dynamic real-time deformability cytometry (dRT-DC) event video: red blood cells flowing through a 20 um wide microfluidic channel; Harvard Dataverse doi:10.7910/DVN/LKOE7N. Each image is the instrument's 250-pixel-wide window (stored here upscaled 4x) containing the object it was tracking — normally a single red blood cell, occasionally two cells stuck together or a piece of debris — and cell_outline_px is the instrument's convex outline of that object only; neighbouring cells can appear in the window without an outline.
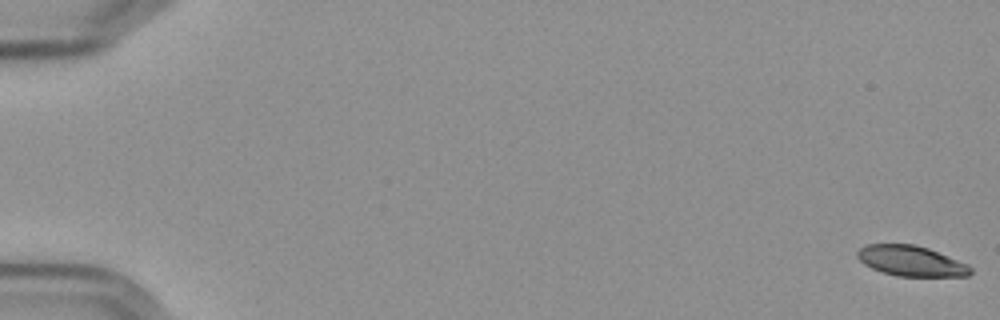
{"species": "Egyptian fruit bat (a non-hibernating species)", "species_latin": "Rousettus aegyptiacus", "temperature_condition": "cold", "stored_images_in_passage": 58, "camera_frame_rate_fps": 3000, "um_per_image_px": 0.085, "frame": {"image": 1, "passage_image": 1, "time_ms": 0.0, "image_size_px": [1000, 320], "cell_outline_px": [[972, 272], [968, 276], [896, 276], [872, 268], [864, 264], [856, 256], [856, 252], [860, 248], [868, 244], [912, 244], [928, 248], [968, 264], [972, 268]], "centroid_in_image_um": [77.44, 22.18], "position_along_channel_um": 7.6, "area_um2": 19.94}}
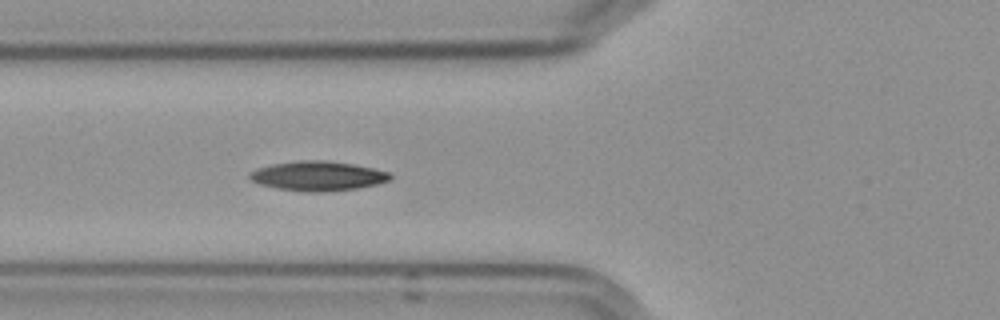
{"frame": {"image": 2, "passage_image": 23, "time_ms": 7.333, "image_size_px": [1000, 320], "cell_outline_px": [[392, 176], [388, 180], [376, 184], [356, 188], [320, 192], [308, 192], [276, 188], [260, 184], [252, 180], [248, 176], [248, 172], [256, 168], [272, 164], [300, 160], [324, 160], [352, 164], [392, 172]], "centroid_in_image_um": [26.99, 14.95], "position_along_channel_um": 98.8, "area_um2": 24.1}}
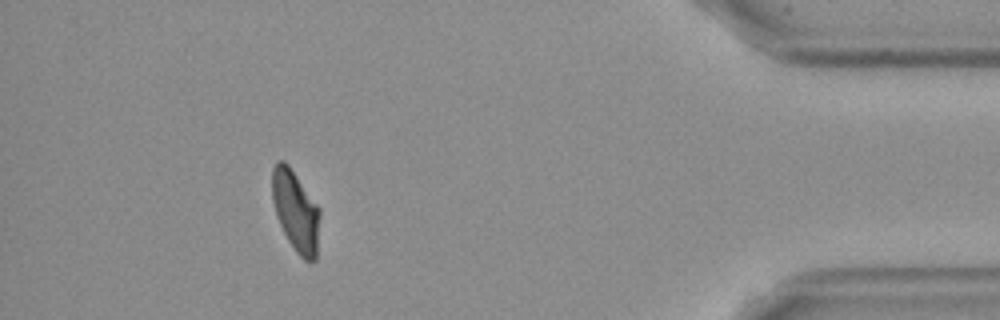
{"frame": {"image": 3, "passage_image": 53, "time_ms": 17.333, "image_size_px": [1000, 320], "cell_outline_px": [[320, 216], [316, 260], [304, 260], [296, 252], [288, 240], [276, 216], [272, 200], [272, 168], [276, 160], [284, 160], [288, 164], [320, 208]], "centroid_in_image_um": [25.13, 17.91], "position_along_channel_um": 410.1, "area_um2": 22.54}, "authors_computed_cell_mechanics": {"area_um2": 22.8599, "velocity_mm_per_s": 3.5847, "shape_relaxation_time_tau1_ms": 4.9996, "shape_relaxation_time_tau2_ms": 7.2424, "deformation_change_tau1": 0.1384, "deformation_change_tau2": 0.1147}}